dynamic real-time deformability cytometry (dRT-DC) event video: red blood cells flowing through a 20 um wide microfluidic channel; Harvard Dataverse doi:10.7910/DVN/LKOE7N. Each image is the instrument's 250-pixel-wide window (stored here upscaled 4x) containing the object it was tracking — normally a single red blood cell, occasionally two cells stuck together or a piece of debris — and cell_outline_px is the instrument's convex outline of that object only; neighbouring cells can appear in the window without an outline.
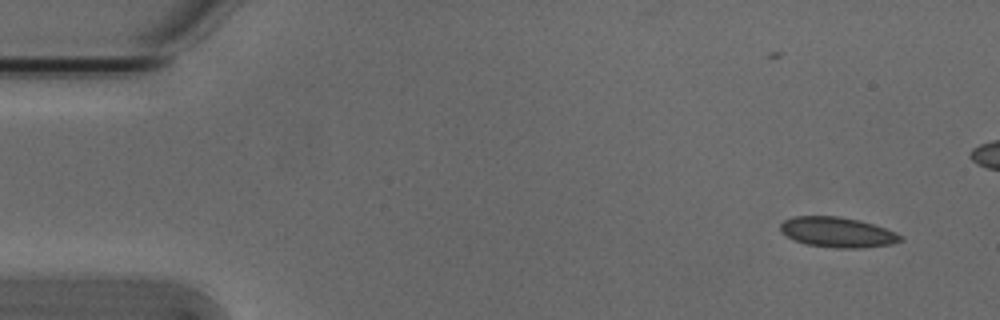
{"species": "Egyptian fruit bat (a non-hibernating species)", "species_latin": "Rousettus aegyptiacus", "temperature_condition": "cold", "stored_images_in_passage": 5, "camera_frame_rate_fps": 3000, "um_per_image_px": 0.085, "animal": {"sex": "male"}, "frame": {"image": 1, "passage_image": 1, "time_ms": 0.0, "image_size_px": [1000, 320], "cell_outline_px": [[904, 240], [892, 244], [860, 248], [832, 248], [808, 244], [796, 240], [780, 232], [780, 224], [784, 220], [792, 216], [840, 216], [860, 220], [896, 232], [904, 236]], "centroid_in_image_um": [71.2, 19.73], "position_along_channel_um": 13.8, "area_um2": 21.21}}